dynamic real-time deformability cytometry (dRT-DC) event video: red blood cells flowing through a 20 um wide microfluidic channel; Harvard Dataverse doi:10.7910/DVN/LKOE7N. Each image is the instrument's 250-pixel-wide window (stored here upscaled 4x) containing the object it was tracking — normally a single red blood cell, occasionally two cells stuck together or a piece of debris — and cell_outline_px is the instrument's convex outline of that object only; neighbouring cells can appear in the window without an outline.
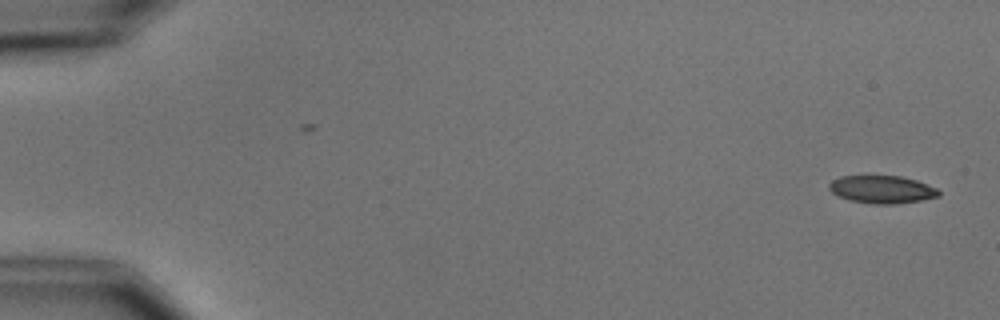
{"species": "common noctule bat (a hibernating species)", "species_latin": "Nyctalus noctula", "temperature_condition": "cold", "stored_images_in_passage": 2, "camera_frame_rate_fps": 3000, "um_per_image_px": 0.085, "animal": {"sex": "male", "body_mass_g": 15.6}, "frame": {"image": 1, "passage_image": 2, "time_ms": 1.333, "image_size_px": [1000, 320], "cell_outline_px": [[940, 196], [920, 200], [896, 204], [872, 204], [848, 200], [836, 196], [828, 188], [828, 184], [832, 180], [840, 176], [900, 176], [916, 180], [936, 188], [940, 192]], "centroid_in_image_um": [74.92, 16.11], "position_along_channel_um": 10.1, "area_um2": 17.8}}